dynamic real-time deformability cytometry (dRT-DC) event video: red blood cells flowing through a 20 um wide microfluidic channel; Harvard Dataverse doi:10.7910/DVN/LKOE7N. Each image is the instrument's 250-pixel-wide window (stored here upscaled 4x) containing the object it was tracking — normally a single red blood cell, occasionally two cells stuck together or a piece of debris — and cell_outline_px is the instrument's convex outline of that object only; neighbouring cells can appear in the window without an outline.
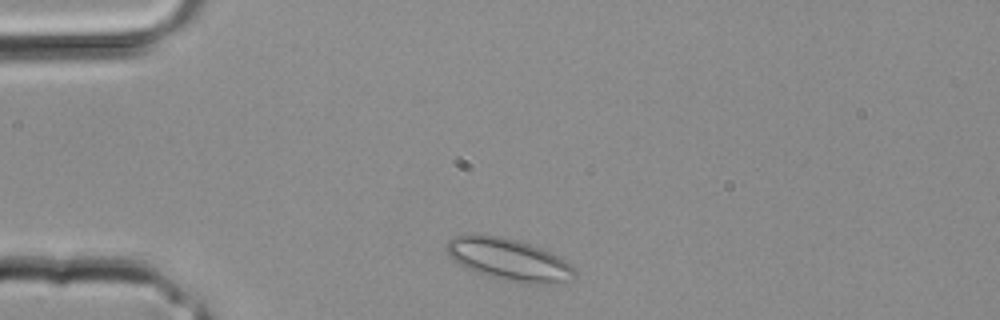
{"species": "common noctule bat (a hibernating species)", "species_latin": "Nyctalus noctula", "temperature_condition": "room temperature", "stored_images_in_passage": 25, "camera_frame_rate_fps": 3000, "um_per_image_px": 0.085, "animal": {"sex": "male", "body_mass_g": 20.4}, "frame": {"image": 1, "passage_image": 2, "time_ms": 0.333, "image_size_px": [1000, 320], "cell_outline_px": [[576, 276], [556, 284], [528, 284], [488, 276], [468, 268], [460, 264], [448, 256], [444, 248], [444, 244], [452, 236], [468, 232], [472, 232], [500, 236], [516, 240], [540, 248], [564, 260], [576, 272]], "centroid_in_image_um": [43.15, 22.02], "position_along_channel_um": 41.9, "area_um2": 31.44}}
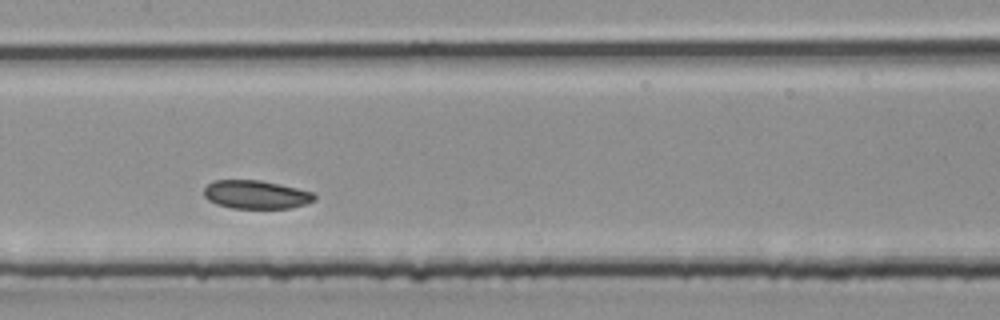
{"frame": {"image": 2, "passage_image": 11, "time_ms": 3.333, "image_size_px": [1000, 320], "cell_outline_px": [[316, 200], [292, 208], [232, 208], [216, 204], [208, 200], [204, 196], [204, 188], [212, 180], [260, 180], [280, 184], [312, 192], [316, 196]], "centroid_in_image_um": [21.74, 16.54], "position_along_channel_um": 185.7, "area_um2": 18.32}}
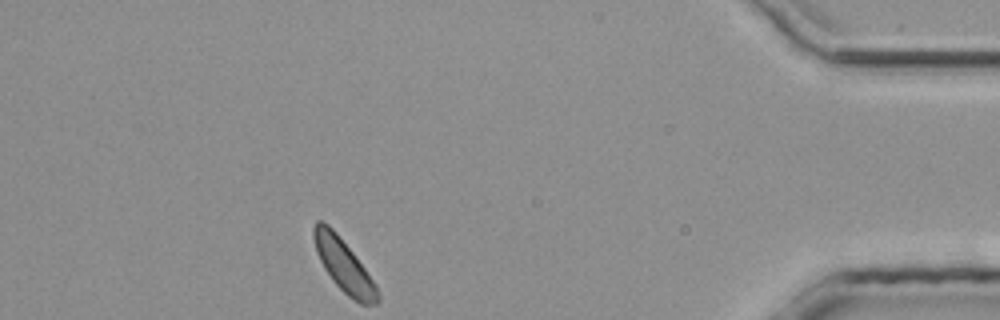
{"frame": {"image": 3, "passage_image": 25, "time_ms": 8.0, "image_size_px": [1000, 320], "cell_outline_px": [[380, 300], [376, 304], [360, 304], [348, 296], [332, 280], [324, 268], [316, 252], [312, 236], [312, 228], [316, 220], [320, 220], [328, 224], [336, 232], [352, 252], [376, 284], [380, 292]], "centroid_in_image_um": [29.21, 22.56], "position_along_channel_um": 406.0, "area_um2": 19.48}}